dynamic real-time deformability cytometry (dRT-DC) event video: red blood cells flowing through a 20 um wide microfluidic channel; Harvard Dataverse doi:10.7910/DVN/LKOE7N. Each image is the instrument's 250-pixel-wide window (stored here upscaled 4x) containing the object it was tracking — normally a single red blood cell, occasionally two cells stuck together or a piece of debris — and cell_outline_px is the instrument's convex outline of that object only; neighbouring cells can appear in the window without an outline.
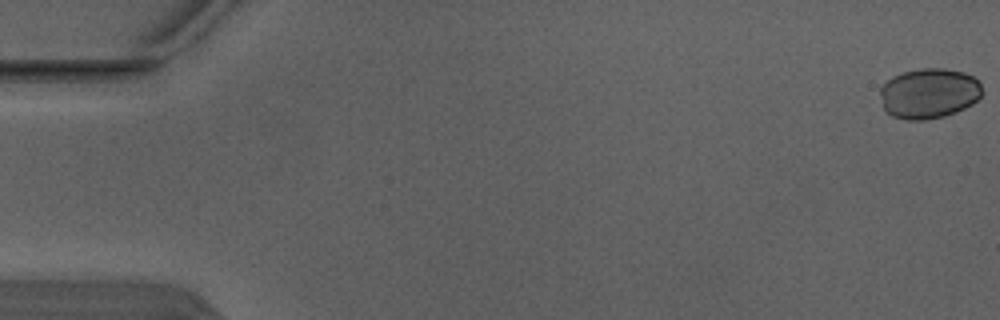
{"species": "Egyptian fruit bat (a non-hibernating species)", "species_latin": "Rousettus aegyptiacus", "temperature_condition": "warm", "stored_images_in_passage": 5, "camera_frame_rate_fps": 3000, "um_per_image_px": 0.085, "animal": {"sex": "male"}, "frame": {"image": 1, "passage_image": 1, "time_ms": 0.0, "image_size_px": [1000, 320], "cell_outline_px": [[984, 92], [972, 104], [956, 112], [944, 116], [924, 120], [904, 120], [892, 116], [884, 108], [880, 96], [880, 88], [892, 76], [904, 72], [920, 68], [944, 68], [964, 72], [972, 76], [980, 84]], "centroid_in_image_um": [78.96, 7.93], "position_along_channel_um": 6.0, "area_um2": 29.94}}
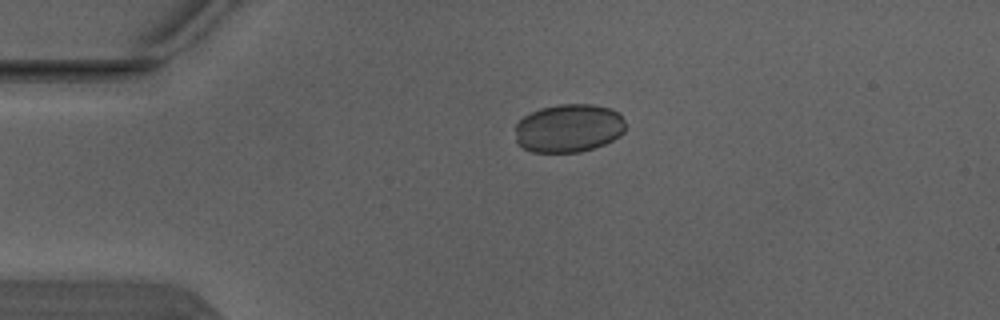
{"frame": {"image": 2, "passage_image": 4, "time_ms": 1.0, "image_size_px": [1000, 320], "cell_outline_px": [[624, 132], [620, 136], [604, 144], [580, 152], [532, 152], [524, 148], [516, 140], [516, 124], [524, 116], [540, 108], [560, 104], [592, 104], [612, 108], [620, 112], [624, 120]], "centroid_in_image_um": [48.37, 10.88], "position_along_channel_um": 36.6, "area_um2": 31.15}}